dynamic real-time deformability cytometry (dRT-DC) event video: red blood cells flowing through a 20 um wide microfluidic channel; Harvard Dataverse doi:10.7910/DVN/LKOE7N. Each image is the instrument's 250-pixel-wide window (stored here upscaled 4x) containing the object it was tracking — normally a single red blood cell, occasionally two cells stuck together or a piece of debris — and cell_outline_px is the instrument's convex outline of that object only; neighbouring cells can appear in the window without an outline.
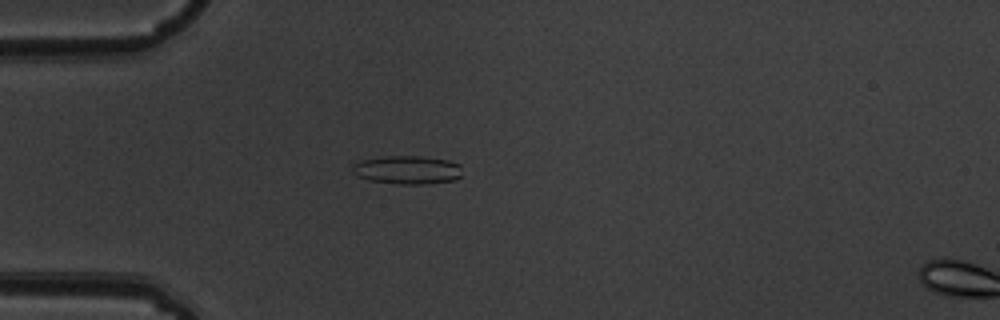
{"species": "common noctule bat (a hibernating species)", "species_latin": "Nyctalus noctula", "temperature_condition": "warm", "stored_images_in_passage": 4, "camera_frame_rate_fps": 3000, "um_per_image_px": 0.085, "animal": {"sex": "male", "body_mass_g": 19.5, "forearm_length_mm": 54.6}, "frame": {"image": 1, "passage_image": 3, "time_ms": 0.667, "image_size_px": [1000, 320], "cell_outline_px": [[460, 176], [452, 180], [420, 184], [396, 184], [368, 180], [356, 176], [352, 172], [352, 164], [360, 160], [384, 156], [420, 156], [448, 160], [460, 164]], "centroid_in_image_um": [34.55, 14.43], "position_along_channel_um": 50.5, "area_um2": 18.21}}